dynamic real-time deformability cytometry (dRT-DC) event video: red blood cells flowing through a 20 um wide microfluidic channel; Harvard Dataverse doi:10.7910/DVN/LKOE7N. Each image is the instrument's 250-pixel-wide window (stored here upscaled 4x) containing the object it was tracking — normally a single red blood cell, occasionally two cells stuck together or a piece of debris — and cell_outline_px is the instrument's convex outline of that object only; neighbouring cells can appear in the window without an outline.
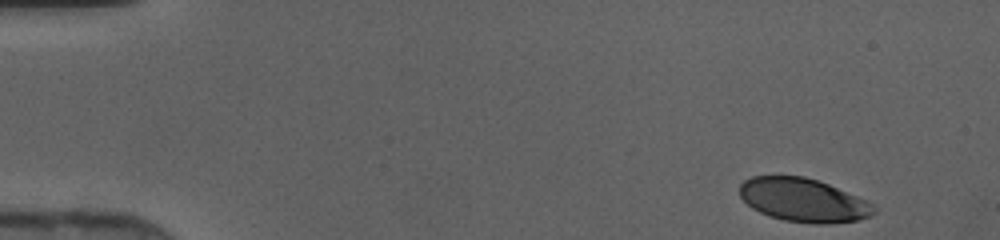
{"species": "human", "species_latin": "Homo sapiens", "temperature_condition": "cold", "stored_images_in_passage": 43, "camera_frame_rate_fps": 3000, "um_per_image_px": 0.085, "donor": {"sex": "female"}, "frame": {"image": 1, "passage_image": 1, "time_ms": 0.0, "image_size_px": [1000, 240], "cell_outline_px": [[876, 212], [872, 216], [856, 220], [828, 224], [812, 224], [784, 220], [760, 212], [752, 208], [740, 196], [740, 184], [744, 180], [752, 176], [804, 176], [828, 184], [856, 196], [872, 204], [876, 208]], "centroid_in_image_um": [68.28, 17.01], "position_along_channel_um": 16.7, "area_um2": 33.81}}
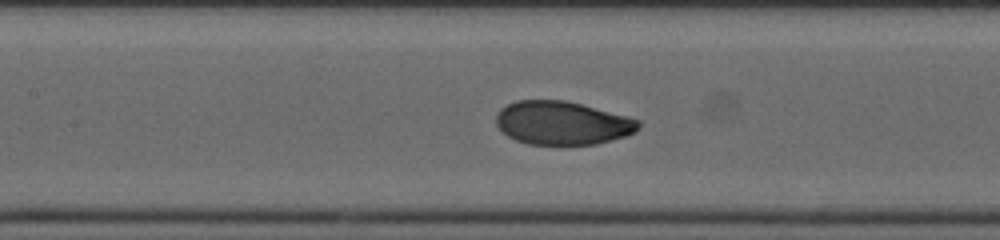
{"frame": {"image": 2, "passage_image": 19, "time_ms": 6.0, "image_size_px": [1000, 240], "cell_outline_px": [[640, 128], [636, 132], [612, 140], [596, 144], [528, 144], [516, 140], [508, 136], [496, 124], [496, 112], [500, 108], [516, 100], [564, 100], [628, 116], [640, 120]], "centroid_in_image_um": [47.79, 10.45], "position_along_channel_um": 159.6, "area_um2": 36.01}}
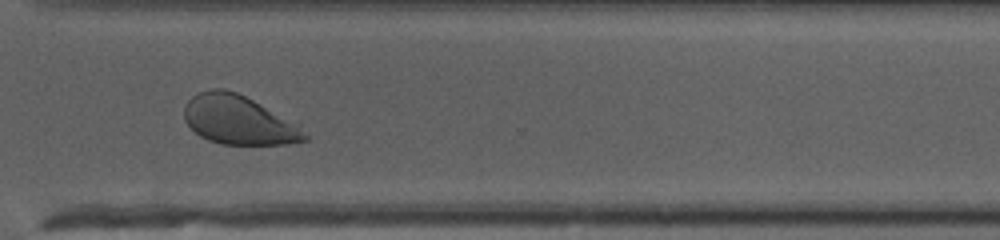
{"frame": {"image": 3, "passage_image": 32, "time_ms": 10.333, "image_size_px": [1000, 240], "cell_outline_px": [[308, 140], [288, 144], [220, 144], [208, 140], [200, 136], [184, 120], [184, 108], [188, 100], [192, 96], [200, 92], [212, 88], [224, 88], [236, 92], [300, 124], [308, 136]], "centroid_in_image_um": [20.3, 10.21], "position_along_channel_um": 350.3, "area_um2": 34.39}}